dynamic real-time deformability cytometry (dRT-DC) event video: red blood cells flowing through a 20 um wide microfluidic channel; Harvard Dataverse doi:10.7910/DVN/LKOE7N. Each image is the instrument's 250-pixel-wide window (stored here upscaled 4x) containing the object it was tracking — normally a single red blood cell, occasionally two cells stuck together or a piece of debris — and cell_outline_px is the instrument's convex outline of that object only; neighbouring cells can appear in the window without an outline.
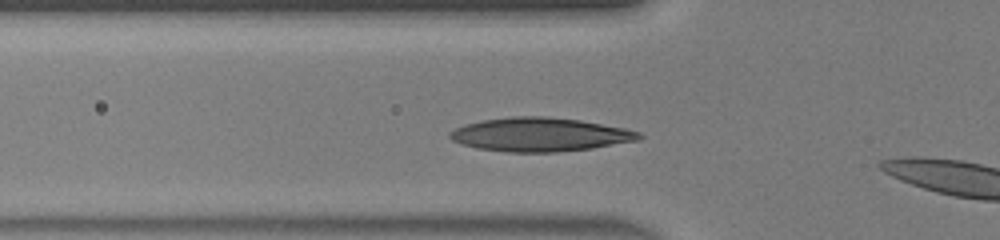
{"species": "human", "species_latin": "Homo sapiens", "temperature_condition": "warm", "stored_images_in_passage": 6, "camera_frame_rate_fps": 3000, "um_per_image_px": 0.085, "donor": {"sex": "male"}, "frame": {"image": 1, "passage_image": 4, "time_ms": 1.0, "image_size_px": [1000, 240], "cell_outline_px": [[644, 136], [640, 140], [592, 148], [556, 152], [508, 152], [476, 148], [460, 144], [452, 140], [448, 136], [448, 132], [464, 124], [480, 120], [512, 116], [544, 116], [580, 120], [624, 128], [640, 132]], "centroid_in_image_um": [45.87, 11.43], "position_along_channel_um": 79.9, "area_um2": 37.4}}